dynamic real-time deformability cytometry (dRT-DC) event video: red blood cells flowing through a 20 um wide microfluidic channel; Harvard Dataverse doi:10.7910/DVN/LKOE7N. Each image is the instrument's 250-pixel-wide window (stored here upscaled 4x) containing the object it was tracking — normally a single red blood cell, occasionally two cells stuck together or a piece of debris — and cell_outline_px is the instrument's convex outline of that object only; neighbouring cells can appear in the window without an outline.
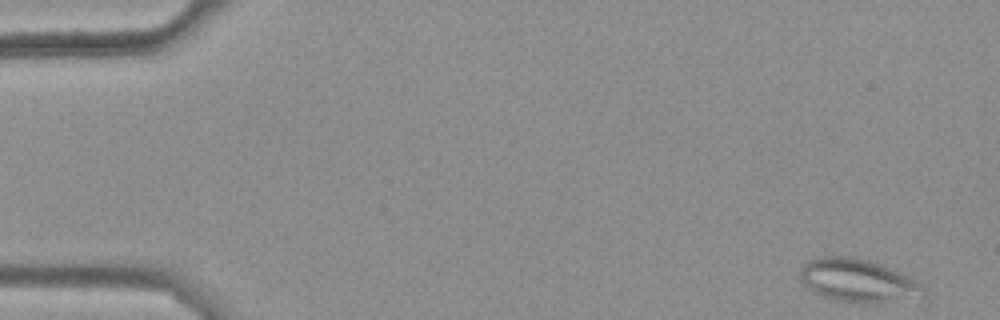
{"species": "common noctule bat (a hibernating species)", "species_latin": "Nyctalus noctula", "temperature_condition": "warm", "stored_images_in_passage": 45, "camera_frame_rate_fps": 3000, "um_per_image_px": 0.085, "animal": {"sex": "female", "body_mass_g": 25.1}, "frame": {"image": 1, "passage_image": 1, "time_ms": 0.0, "image_size_px": [1000, 320], "cell_outline_px": [[928, 292], [924, 296], [880, 304], [852, 304], [832, 300], [808, 288], [800, 280], [800, 268], [808, 260], [816, 256], [852, 256], [868, 260], [880, 264], [900, 272], [924, 284]], "centroid_in_image_um": [72.96, 23.87], "position_along_channel_um": 12.0, "area_um2": 31.85}}
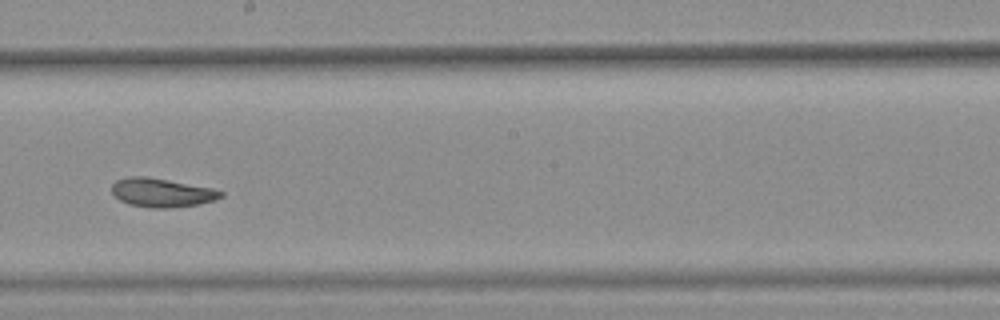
{"frame": {"image": 2, "passage_image": 30, "time_ms": 9.667, "image_size_px": [1000, 320], "cell_outline_px": [[224, 196], [216, 200], [196, 204], [172, 208], [152, 208], [128, 204], [120, 200], [112, 192], [112, 184], [116, 180], [128, 176], [148, 176], [212, 188], [224, 192]], "centroid_in_image_um": [13.75, 16.37], "position_along_channel_um": 234.4, "area_um2": 18.38}}
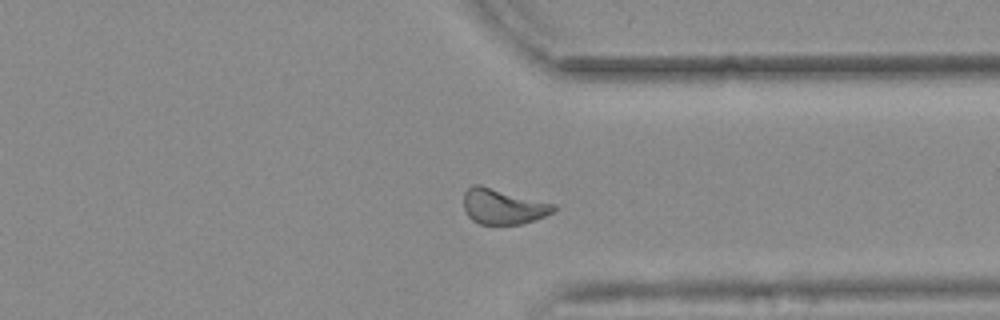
{"frame": {"image": 3, "passage_image": 41, "time_ms": 13.333, "image_size_px": [1000, 320], "cell_outline_px": [[556, 208], [552, 212], [544, 216], [520, 224], [480, 224], [472, 220], [468, 216], [464, 208], [464, 192], [472, 184], [480, 184], [556, 204]], "centroid_in_image_um": [42.73, 17.53], "position_along_channel_um": 368.7, "area_um2": 18.55}, "authors_computed_cell_mechanics": {"area_um2": 18.9006, "velocity_mm_per_s": 3.6622, "shape_relaxation_time_tau1_ms": null, "shape_relaxation_time_tau2_ms": 2.4247, "deformation_change_tau1": null, "deformation_change_tau2": 0.0764}}